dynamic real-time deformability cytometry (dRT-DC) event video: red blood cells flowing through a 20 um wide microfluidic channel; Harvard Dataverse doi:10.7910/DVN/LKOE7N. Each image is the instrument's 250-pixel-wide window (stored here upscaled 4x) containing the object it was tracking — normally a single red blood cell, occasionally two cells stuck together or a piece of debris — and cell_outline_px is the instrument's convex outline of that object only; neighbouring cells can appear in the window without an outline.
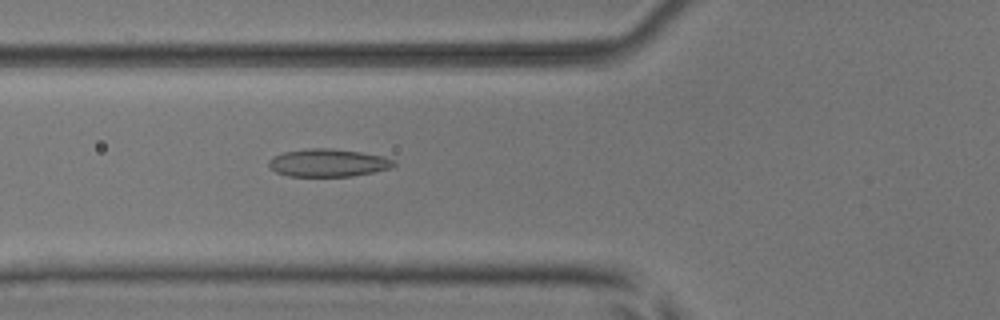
{"species": "common noctule bat (a hibernating species)", "species_latin": "Nyctalus noctula", "temperature_condition": "room temperature", "stored_images_in_passage": 52, "camera_frame_rate_fps": 3000, "um_per_image_px": 0.085, "animal": {"sex": "male", "body_mass_g": 17.9, "forearm_length_mm": 54.2}, "frame": {"image": 1, "passage_image": 20, "time_ms": 6.333, "image_size_px": [1000, 320], "cell_outline_px": [[396, 164], [388, 168], [372, 172], [352, 176], [288, 176], [276, 172], [268, 164], [268, 160], [272, 156], [284, 152], [308, 148], [328, 148], [360, 152], [380, 156], [396, 160]], "centroid_in_image_um": [27.85, 13.83], "position_along_channel_um": 98.0, "area_um2": 20.06}}
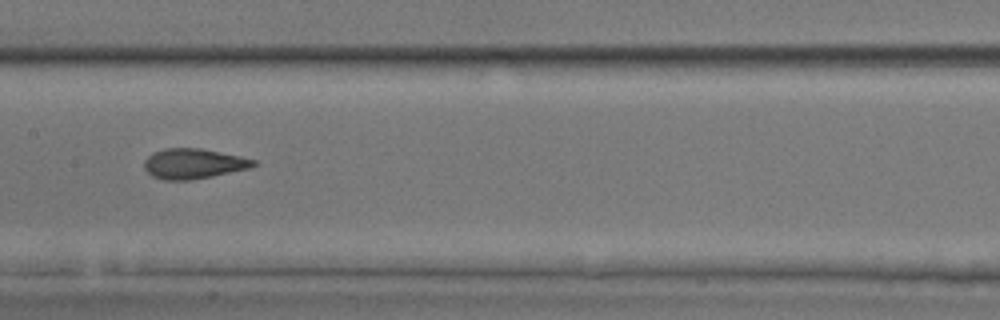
{"frame": {"image": 2, "passage_image": 27, "time_ms": 8.667, "image_size_px": [1000, 320], "cell_outline_px": [[260, 164], [248, 168], [212, 176], [188, 180], [164, 180], [152, 176], [144, 168], [144, 160], [152, 152], [164, 148], [200, 148], [240, 156], [256, 160]], "centroid_in_image_um": [16.43, 13.9], "position_along_channel_um": 191.0, "area_um2": 19.19}}
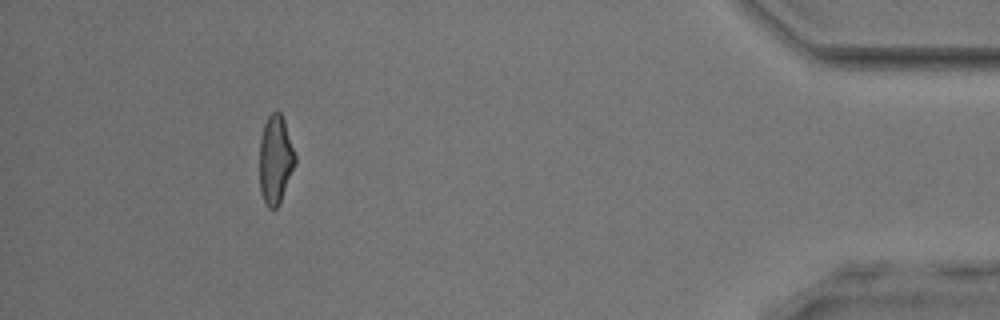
{"frame": {"image": 3, "passage_image": 48, "time_ms": 15.667, "image_size_px": [1000, 320], "cell_outline_px": [[296, 164], [280, 204], [276, 208], [268, 208], [264, 204], [260, 192], [260, 140], [264, 124], [268, 116], [276, 108], [280, 112], [284, 120], [296, 156]], "centroid_in_image_um": [23.42, 13.59], "position_along_channel_um": 411.8, "area_um2": 18.67}, "authors_computed_cell_mechanics": {"area_um2": 19.4208, "velocity_mm_per_s": 3.98, "shape_relaxation_time_tau1_ms": 4.8569, "shape_relaxation_time_tau2_ms": 1.444, "deformation_change_tau1": 0.1373, "deformation_change_tau2": 0.0827}}